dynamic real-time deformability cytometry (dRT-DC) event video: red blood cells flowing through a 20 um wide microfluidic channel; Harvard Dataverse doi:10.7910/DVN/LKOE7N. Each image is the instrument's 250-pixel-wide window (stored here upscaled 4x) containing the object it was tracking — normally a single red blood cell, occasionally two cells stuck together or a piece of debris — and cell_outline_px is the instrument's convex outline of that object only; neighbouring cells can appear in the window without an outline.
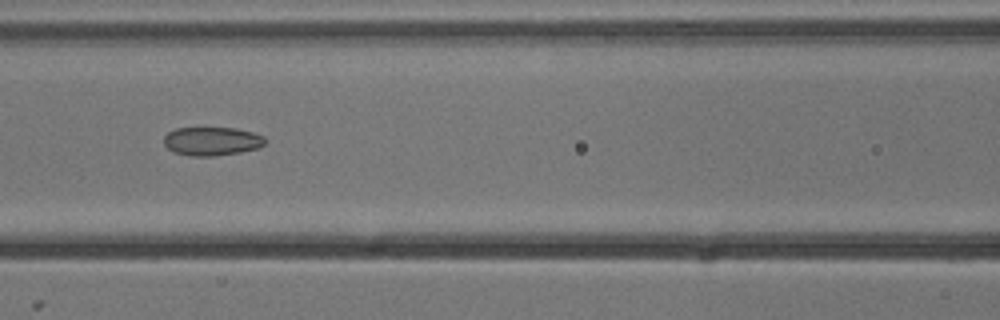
{"species": "common noctule bat (a hibernating species)", "species_latin": "Nyctalus noctula", "temperature_condition": "cold", "stored_images_in_passage": 8, "camera_frame_rate_fps": 3000, "um_per_image_px": 0.085, "animal": {"sex": "male", "body_mass_g": 13.3}, "frame": {"image": 1, "passage_image": 6, "time_ms": 1.667, "image_size_px": [1000, 320], "cell_outline_px": [[268, 140], [260, 148], [240, 152], [216, 156], [188, 156], [176, 152], [168, 148], [164, 144], [164, 136], [168, 132], [176, 128], [236, 128], [252, 132], [264, 136]], "centroid_in_image_um": [18.04, 12.0], "position_along_channel_um": 148.6, "area_um2": 16.99}}
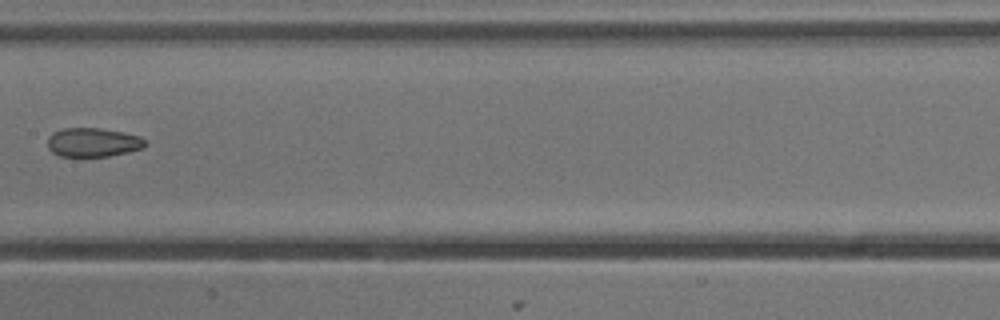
{"frame": {"image": 2, "passage_image": 7, "time_ms": 2.0, "image_size_px": [1000, 320], "cell_outline_px": [[148, 144], [144, 148], [128, 152], [108, 156], [60, 156], [52, 152], [48, 148], [48, 136], [52, 132], [64, 128], [100, 128], [124, 132], [140, 136]], "centroid_in_image_um": [7.91, 12.09], "position_along_channel_um": 199.5, "area_um2": 16.59}}
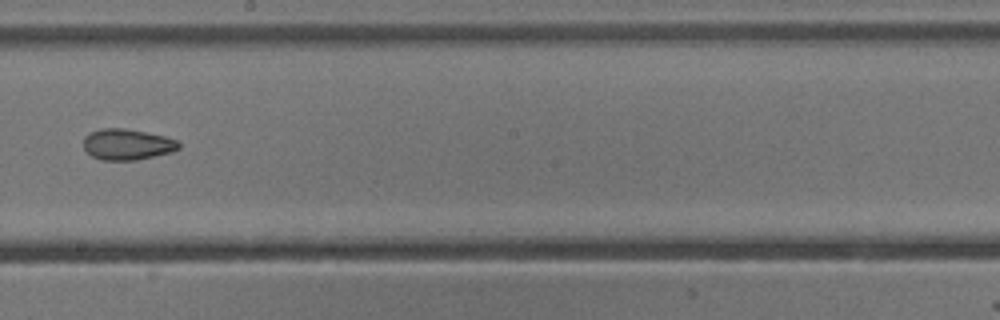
{"frame": {"image": 3, "passage_image": 8, "time_ms": 2.333, "image_size_px": [1000, 320], "cell_outline_px": [[180, 148], [172, 152], [136, 160], [100, 160], [92, 156], [84, 148], [84, 136], [88, 132], [100, 128], [124, 128], [164, 136], [176, 140], [180, 144]], "centroid_in_image_um": [10.78, 12.27], "position_along_channel_um": 237.4, "area_um2": 17.22}}